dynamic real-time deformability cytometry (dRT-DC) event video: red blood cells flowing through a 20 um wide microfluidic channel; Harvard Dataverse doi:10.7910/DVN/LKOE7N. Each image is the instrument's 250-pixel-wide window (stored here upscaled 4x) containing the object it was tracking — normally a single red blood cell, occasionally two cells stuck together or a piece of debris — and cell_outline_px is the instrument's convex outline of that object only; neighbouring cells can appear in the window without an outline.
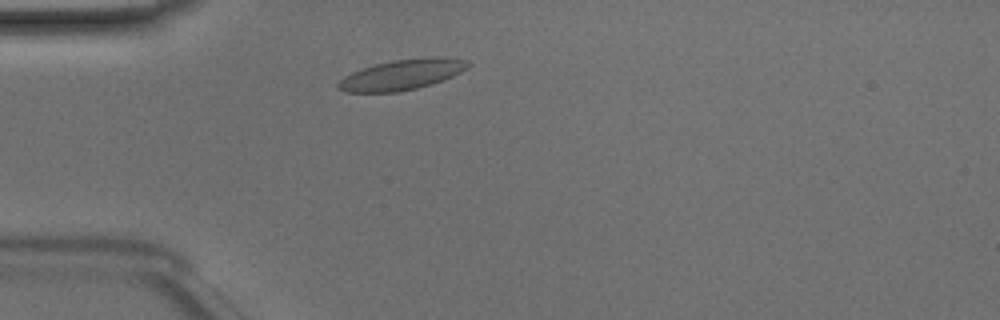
{"species": "Egyptian fruit bat (a non-hibernating species)", "species_latin": "Rousettus aegyptiacus", "temperature_condition": "room temperature", "stored_images_in_passage": 40, "camera_frame_rate_fps": 3000, "um_per_image_px": 0.085, "animal": {"sex": "male"}, "frame": {"image": 1, "passage_image": 5, "time_ms": 1.333, "image_size_px": [1000, 320], "cell_outline_px": [[472, 64], [468, 68], [452, 76], [432, 84], [416, 88], [396, 92], [344, 92], [336, 88], [336, 84], [344, 76], [352, 72], [376, 64], [392, 60], [428, 56], [436, 56], [468, 60]], "centroid_in_image_um": [34.18, 6.33], "position_along_channel_um": 50.8, "area_um2": 23.12}}
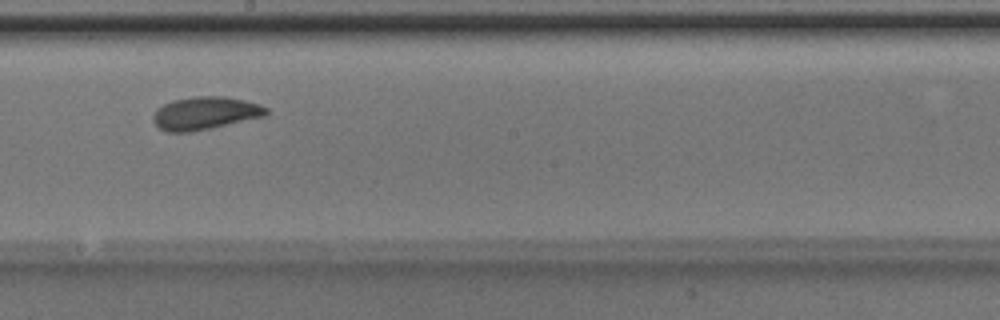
{"frame": {"image": 2, "passage_image": 19, "time_ms": 6.0, "image_size_px": [1000, 320], "cell_outline_px": [[268, 112], [264, 116], [212, 128], [192, 132], [168, 132], [156, 128], [152, 120], [152, 116], [156, 108], [172, 100], [196, 96], [224, 96], [244, 100], [260, 104], [268, 108]], "centroid_in_image_um": [17.39, 9.63], "position_along_channel_um": 230.8, "area_um2": 21.91}}
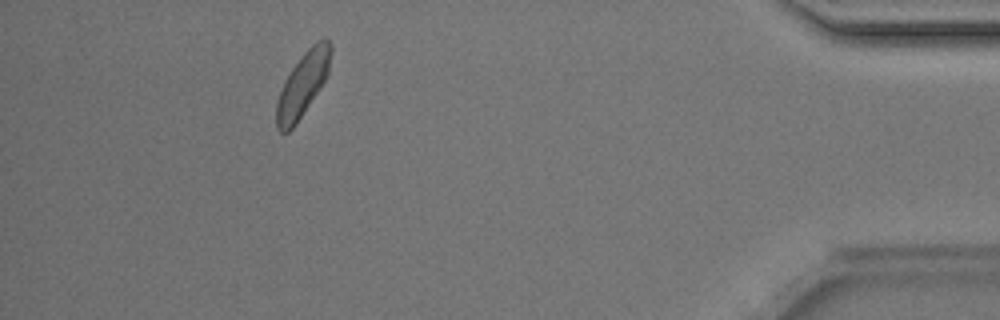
{"frame": {"image": 3, "passage_image": 36, "time_ms": 11.667, "image_size_px": [1000, 320], "cell_outline_px": [[332, 52], [328, 76], [292, 128], [288, 132], [280, 132], [276, 128], [276, 104], [284, 80], [292, 68], [304, 52], [316, 40], [324, 36], [328, 36], [332, 44]], "centroid_in_image_um": [25.77, 7.09], "position_along_channel_um": 409.4, "area_um2": 20.35}, "authors_computed_cell_mechanics": {"area_um2": 21.0681, "velocity_mm_per_s": 4.1122, "shape_relaxation_time_tau1_ms": 3.1593, "shape_relaxation_time_tau2_ms": 1.8308, "deformation_change_tau1": 0.0863, "deformation_change_tau2": 0.048}}